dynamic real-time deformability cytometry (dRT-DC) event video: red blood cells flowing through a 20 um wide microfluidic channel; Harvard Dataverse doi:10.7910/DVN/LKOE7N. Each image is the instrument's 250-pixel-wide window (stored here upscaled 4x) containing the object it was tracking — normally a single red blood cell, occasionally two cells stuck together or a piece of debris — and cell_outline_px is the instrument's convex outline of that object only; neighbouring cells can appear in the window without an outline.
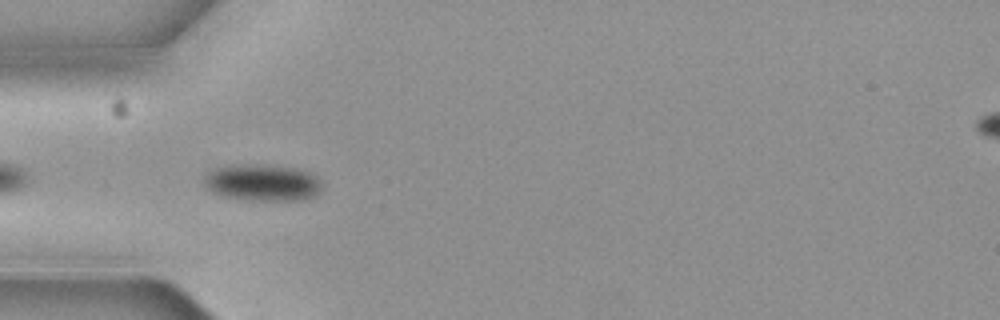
{"species": "common noctule bat (a hibernating species)", "species_latin": "Nyctalus noctula", "temperature_condition": "cold", "stored_images_in_passage": 4, "camera_frame_rate_fps": 3000, "um_per_image_px": 0.085, "animal": {"sex": "female", "body_mass_g": 19.3, "forearm_length_mm": 54.1}, "frame": {"image": 1, "passage_image": 3, "time_ms": 0.667, "image_size_px": [1000, 320], "cell_outline_px": [[320, 188], [312, 196], [296, 200], [252, 200], [224, 196], [212, 192], [204, 188], [204, 176], [208, 172], [216, 168], [292, 168], [308, 172], [320, 184]], "centroid_in_image_um": [22.24, 15.6], "position_along_channel_um": 62.8, "area_um2": 23.24}}
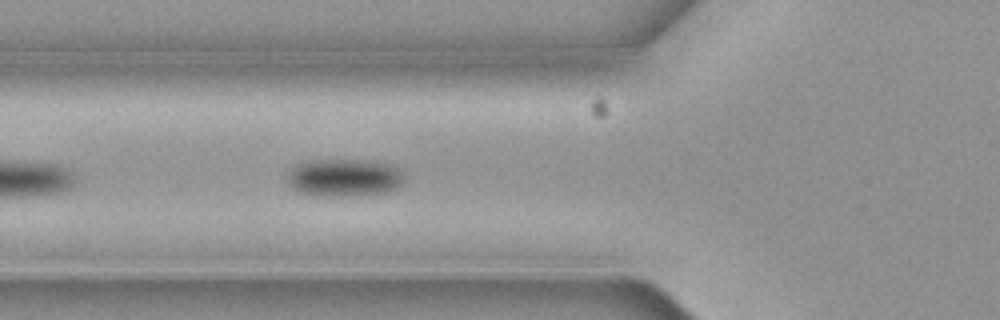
{"frame": {"image": 2, "passage_image": 4, "time_ms": 1.0, "image_size_px": [1000, 320], "cell_outline_px": [[404, 184], [400, 188], [388, 192], [348, 196], [312, 196], [296, 192], [288, 184], [288, 172], [296, 164], [308, 160], [376, 160], [396, 164], [404, 176]], "centroid_in_image_um": [29.3, 15.1], "position_along_channel_um": 96.5, "area_um2": 26.59}}